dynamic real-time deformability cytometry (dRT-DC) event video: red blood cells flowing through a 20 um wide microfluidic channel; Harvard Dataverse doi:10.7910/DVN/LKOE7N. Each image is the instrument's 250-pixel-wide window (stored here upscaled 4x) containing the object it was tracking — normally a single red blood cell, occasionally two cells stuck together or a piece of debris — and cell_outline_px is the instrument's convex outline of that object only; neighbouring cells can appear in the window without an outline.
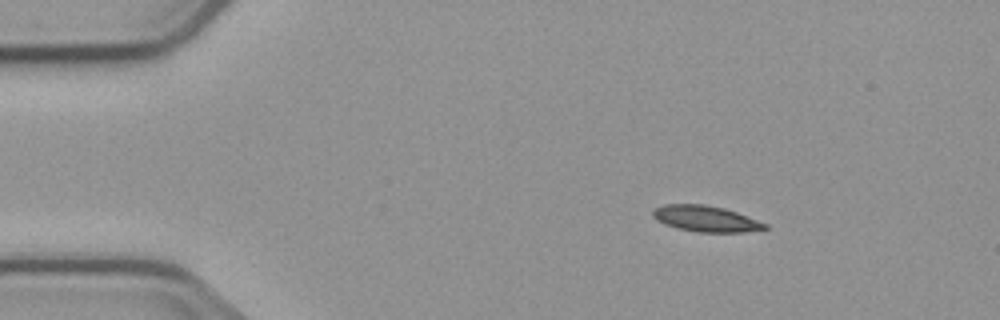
{"species": "common noctule bat (a hibernating species)", "species_latin": "Nyctalus noctula", "temperature_condition": "cold", "stored_images_in_passage": 6, "camera_frame_rate_fps": 3000, "um_per_image_px": 0.085, "animal": {"sex": "male", "body_mass_g": 23.1, "forearm_length_mm": 52.7}, "frame": {"image": 1, "passage_image": 2, "time_ms": 1.333, "image_size_px": [1000, 320], "cell_outline_px": [[768, 228], [744, 232], [696, 232], [676, 228], [664, 224], [656, 220], [652, 216], [652, 208], [664, 204], [704, 204], [724, 208], [736, 212], [768, 224]], "centroid_in_image_um": [59.94, 18.59], "position_along_channel_um": 25.1, "area_um2": 17.11}}
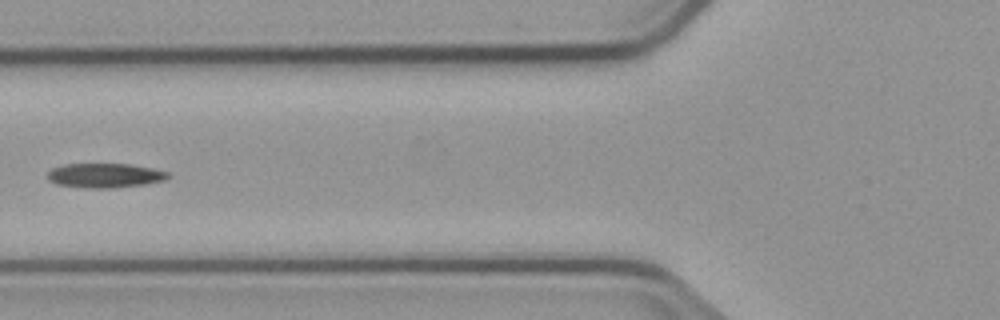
{"frame": {"image": 2, "passage_image": 5, "time_ms": 5.667, "image_size_px": [1000, 320], "cell_outline_px": [[168, 176], [164, 180], [144, 184], [112, 188], [84, 188], [56, 184], [48, 180], [48, 172], [52, 168], [64, 164], [128, 164], [152, 168], [168, 172]], "centroid_in_image_um": [8.87, 14.92], "position_along_channel_um": 116.9, "area_um2": 17.05}}
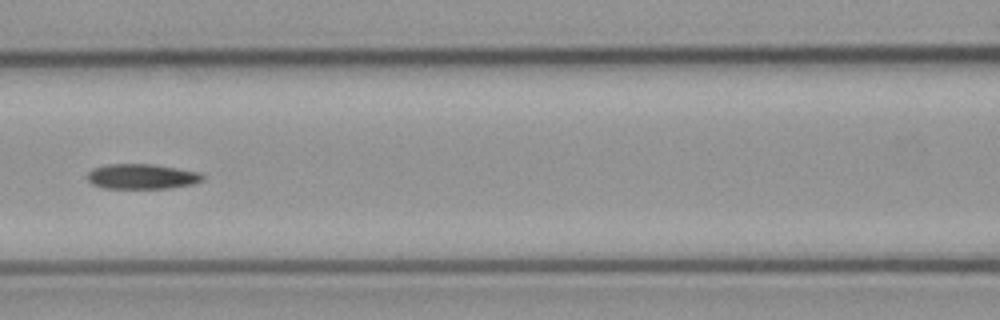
{"frame": {"image": 3, "passage_image": 6, "time_ms": 6.667, "image_size_px": [1000, 320], "cell_outline_px": [[204, 180], [192, 184], [168, 188], [100, 188], [92, 184], [84, 176], [92, 168], [108, 164], [152, 164], [200, 172], [204, 176]], "centroid_in_image_um": [12.01, 15.0], "position_along_channel_um": 154.6, "area_um2": 16.99}}